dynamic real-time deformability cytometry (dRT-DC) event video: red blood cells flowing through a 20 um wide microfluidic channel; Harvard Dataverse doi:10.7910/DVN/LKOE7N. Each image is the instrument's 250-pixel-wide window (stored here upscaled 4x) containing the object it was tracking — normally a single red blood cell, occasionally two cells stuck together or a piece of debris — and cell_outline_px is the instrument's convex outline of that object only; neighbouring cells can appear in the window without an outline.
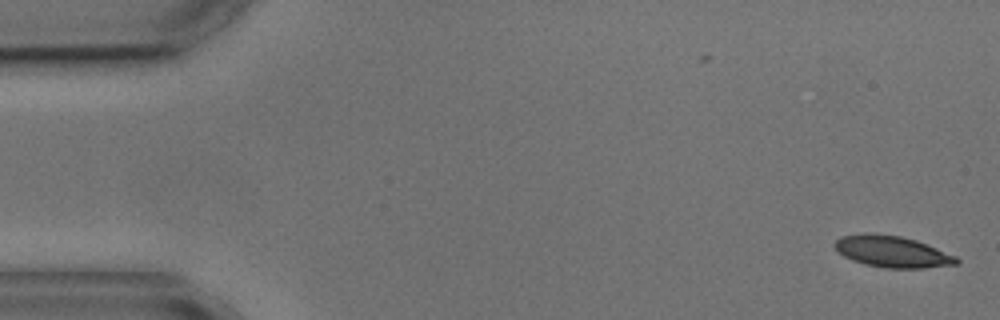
{"species": "common noctule bat (a hibernating species)", "species_latin": "Nyctalus noctula", "temperature_condition": "cold", "stored_images_in_passage": 2, "camera_frame_rate_fps": 3000, "um_per_image_px": 0.085, "animal": {"sex": "male", "body_mass_g": 17.9, "forearm_length_mm": 54.2}, "frame": {"image": 1, "passage_image": 2, "time_ms": 1.333, "image_size_px": [1000, 320], "cell_outline_px": [[960, 264], [924, 268], [888, 268], [864, 264], [852, 260], [844, 256], [832, 244], [840, 236], [864, 232], [872, 232], [900, 236], [916, 240], [956, 256], [960, 260]], "centroid_in_image_um": [75.83, 21.37], "position_along_channel_um": 9.2, "area_um2": 22.48}}